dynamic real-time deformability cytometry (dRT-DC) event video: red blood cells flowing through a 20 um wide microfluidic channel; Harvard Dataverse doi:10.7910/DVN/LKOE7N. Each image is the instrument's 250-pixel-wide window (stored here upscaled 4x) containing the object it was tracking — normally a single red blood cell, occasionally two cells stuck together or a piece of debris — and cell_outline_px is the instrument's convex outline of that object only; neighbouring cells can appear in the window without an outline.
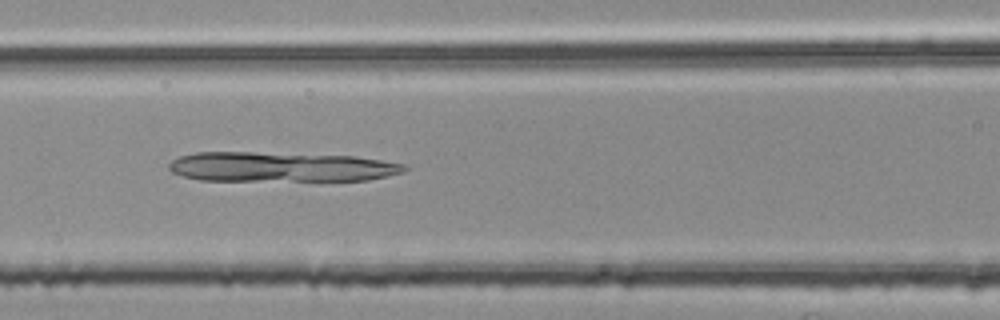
{"species": "common noctule bat (a hibernating species)", "species_latin": "Nyctalus noctula", "temperature_condition": "room temperature", "stored_images_in_passage": 38, "camera_frame_rate_fps": 3000, "um_per_image_px": 0.085, "animal": {"sex": "female", "body_mass_g": 25.1}, "frame": {"image": 1, "passage_image": 11, "time_ms": 3.333, "image_size_px": [1000, 320], "cell_outline_px": [[408, 168], [404, 172], [388, 176], [368, 180], [200, 180], [184, 176], [172, 172], [168, 168], [168, 164], [172, 160], [180, 156], [196, 152], [252, 152], [356, 156], [408, 164]], "centroid_in_image_um": [23.92, 14.18], "position_along_channel_um": 142.7, "area_um2": 40.86}}
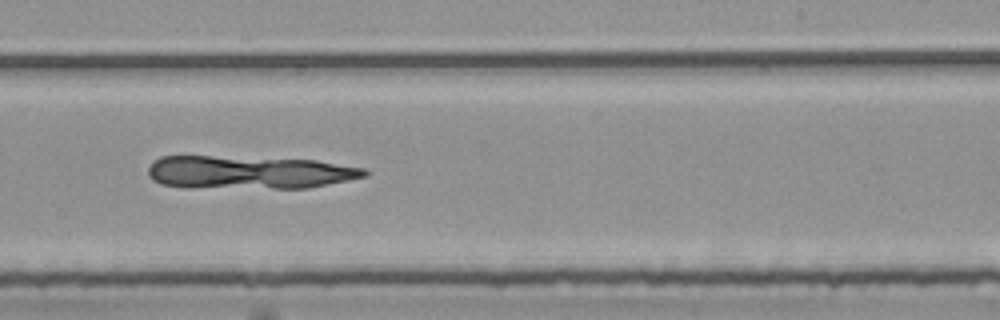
{"frame": {"image": 2, "passage_image": 21, "time_ms": 6.667, "image_size_px": [1000, 320], "cell_outline_px": [[368, 176], [308, 188], [184, 188], [160, 184], [152, 180], [148, 176], [148, 168], [160, 156], [212, 156], [316, 160], [364, 168], [368, 172]], "centroid_in_image_um": [21.13, 14.66], "position_along_channel_um": 267.9, "area_um2": 42.08}}
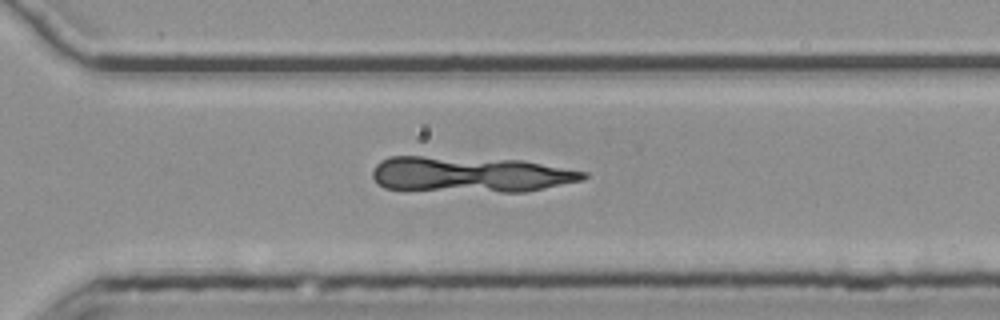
{"frame": {"image": 3, "passage_image": 26, "time_ms": 8.333, "image_size_px": [1000, 320], "cell_outline_px": [[588, 176], [584, 180], [524, 192], [404, 192], [384, 188], [372, 176], [372, 172], [376, 164], [380, 160], [392, 156], [420, 156], [524, 160], [588, 172]], "centroid_in_image_um": [39.92, 14.86], "position_along_channel_um": 330.7, "area_um2": 45.2}}